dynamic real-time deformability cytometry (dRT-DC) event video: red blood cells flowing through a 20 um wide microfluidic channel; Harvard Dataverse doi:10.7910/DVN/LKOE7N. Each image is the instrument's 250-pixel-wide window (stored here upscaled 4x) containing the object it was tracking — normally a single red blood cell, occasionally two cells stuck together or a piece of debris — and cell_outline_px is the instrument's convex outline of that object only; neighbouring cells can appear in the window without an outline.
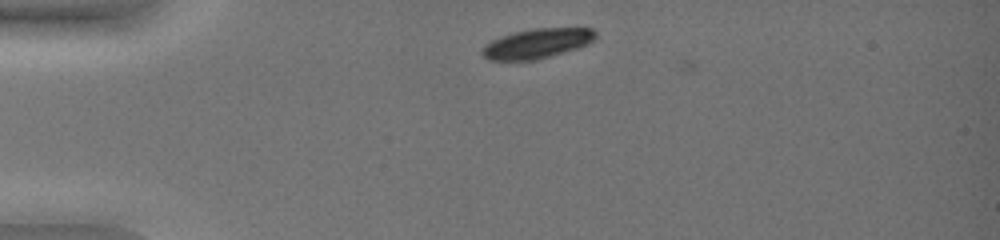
{"species": "common noctule bat (a hibernating species)", "species_latin": "Nyctalus noctula", "temperature_condition": "warm", "stored_images_in_passage": 4, "camera_frame_rate_fps": 3000, "um_per_image_px": 0.085, "animal": {"sex": "female", "body_mass_g": 19.0, "forearm_length_mm": 51.5}, "frame": {"image": 1, "passage_image": 3, "time_ms": 0.667, "image_size_px": [1000, 240], "cell_outline_px": [[596, 36], [588, 44], [564, 52], [536, 60], [488, 60], [480, 52], [480, 48], [492, 40], [500, 36], [516, 32], [536, 28], [592, 28], [596, 32]], "centroid_in_image_um": [45.62, 3.7], "position_along_channel_um": 39.4, "area_um2": 19.54}}